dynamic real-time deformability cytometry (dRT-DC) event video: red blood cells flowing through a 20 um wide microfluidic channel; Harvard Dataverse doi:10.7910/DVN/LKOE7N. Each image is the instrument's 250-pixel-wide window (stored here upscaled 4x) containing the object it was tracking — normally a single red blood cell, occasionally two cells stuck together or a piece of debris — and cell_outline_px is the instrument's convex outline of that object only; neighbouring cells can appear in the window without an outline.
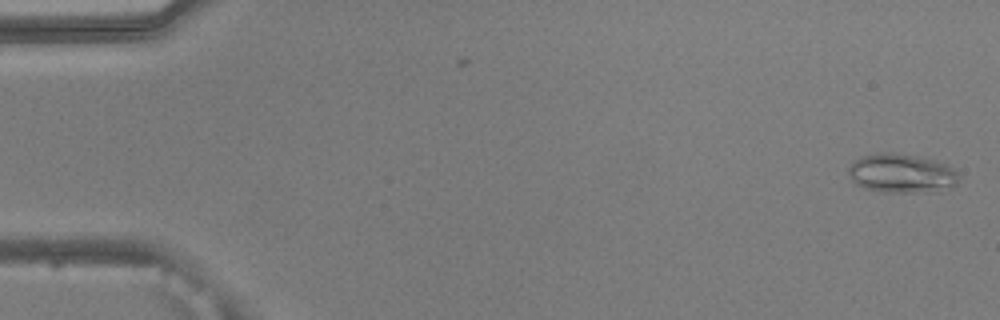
{"species": "common noctule bat (a hibernating species)", "species_latin": "Nyctalus noctula", "temperature_condition": "warm", "stored_images_in_passage": 53, "camera_frame_rate_fps": 3000, "um_per_image_px": 0.085, "animal": {"sex": "male", "body_mass_g": 20.5, "forearm_length_mm": 52.5}, "frame": {"image": 1, "passage_image": 2, "time_ms": 0.333, "image_size_px": [1000, 320], "cell_outline_px": [[960, 176], [956, 184], [952, 188], [936, 192], [884, 192], [864, 188], [856, 184], [852, 180], [848, 172], [848, 168], [860, 156], [884, 152], [888, 152], [916, 156], [936, 160], [948, 164]], "centroid_in_image_um": [76.67, 14.75], "position_along_channel_um": 8.3, "area_um2": 25.32}}
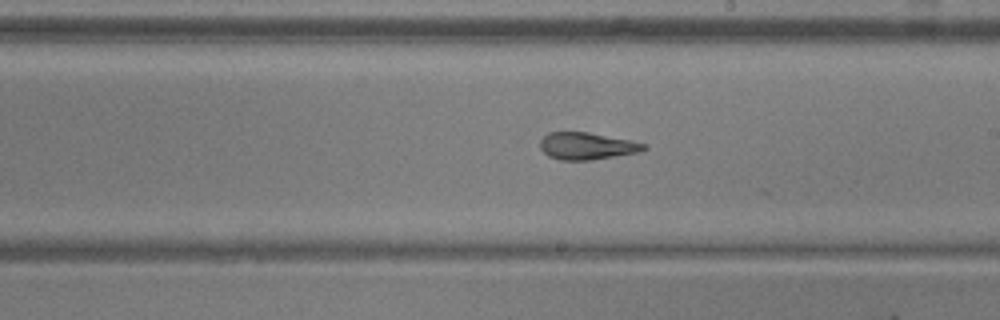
{"frame": {"image": 2, "passage_image": 31, "time_ms": 10.0, "image_size_px": [1000, 320], "cell_outline_px": [[648, 148], [640, 152], [592, 160], [560, 160], [548, 156], [540, 148], [540, 140], [548, 132], [588, 132], [648, 144]], "centroid_in_image_um": [49.89, 12.42], "position_along_channel_um": 239.1, "area_um2": 16.42}}
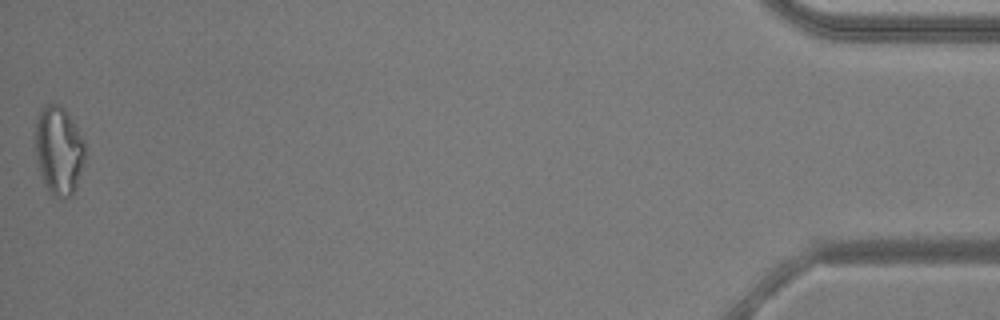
{"frame": {"image": 3, "passage_image": 53, "time_ms": 17.333, "image_size_px": [1000, 320], "cell_outline_px": [[84, 160], [76, 188], [72, 196], [52, 196], [44, 184], [40, 172], [36, 156], [36, 120], [40, 108], [44, 104], [60, 104], [64, 108], [72, 120], [84, 140]], "centroid_in_image_um": [4.99, 12.76], "position_along_channel_um": 430.2, "area_um2": 25.49}, "authors_computed_cell_mechanics": {"area_um2": 18.6116, "velocity_mm_per_s": 3.8798, "shape_relaxation_time_tau1_ms": 7.061, "shape_relaxation_time_tau2_ms": 1.8701, "deformation_change_tau1": 0.2049, "deformation_change_tau2": 0.09}}